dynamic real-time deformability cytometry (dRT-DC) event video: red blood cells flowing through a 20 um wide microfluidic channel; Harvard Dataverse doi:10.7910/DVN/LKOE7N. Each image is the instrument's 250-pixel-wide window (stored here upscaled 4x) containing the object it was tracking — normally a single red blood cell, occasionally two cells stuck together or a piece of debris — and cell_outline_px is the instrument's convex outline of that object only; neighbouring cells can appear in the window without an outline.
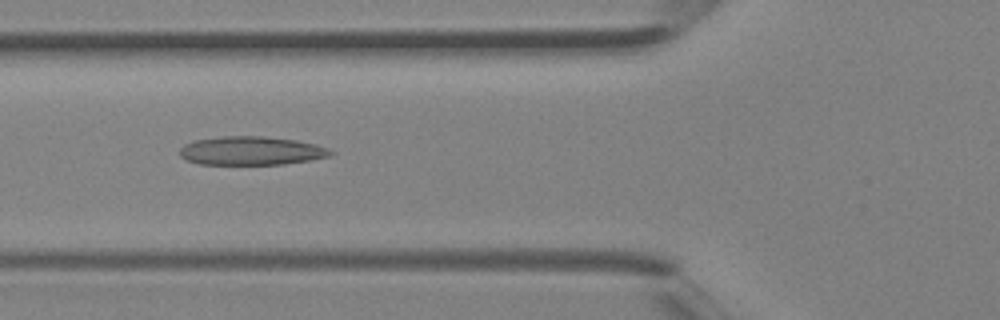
{"species": "Egyptian fruit bat (a non-hibernating species)", "species_latin": "Rousettus aegyptiacus", "temperature_condition": "room temperature", "stored_images_in_passage": 38, "camera_frame_rate_fps": 3000, "um_per_image_px": 0.085, "animal": {"sex": "female"}, "frame": {"image": 1, "passage_image": 14, "time_ms": 4.333, "image_size_px": [1000, 320], "cell_outline_px": [[336, 152], [328, 156], [312, 160], [284, 164], [200, 164], [188, 160], [180, 156], [180, 148], [184, 144], [196, 140], [224, 136], [264, 136], [296, 140], [316, 144], [328, 148]], "centroid_in_image_um": [21.39, 12.81], "position_along_channel_um": 104.4, "area_um2": 25.14}}
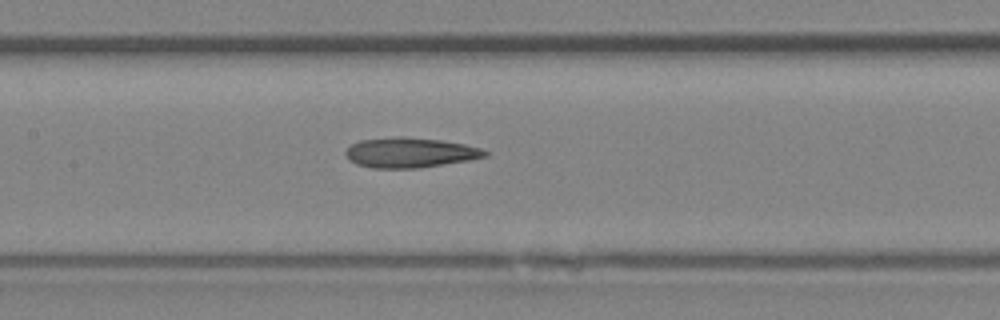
{"frame": {"image": 2, "passage_image": 18, "time_ms": 5.667, "image_size_px": [1000, 320], "cell_outline_px": [[488, 156], [468, 160], [420, 168], [372, 168], [356, 164], [344, 152], [352, 144], [360, 140], [400, 136], [404, 136], [440, 140], [464, 144], [480, 148], [488, 152]], "centroid_in_image_um": [34.86, 12.97], "position_along_channel_um": 172.5, "area_um2": 24.22}}
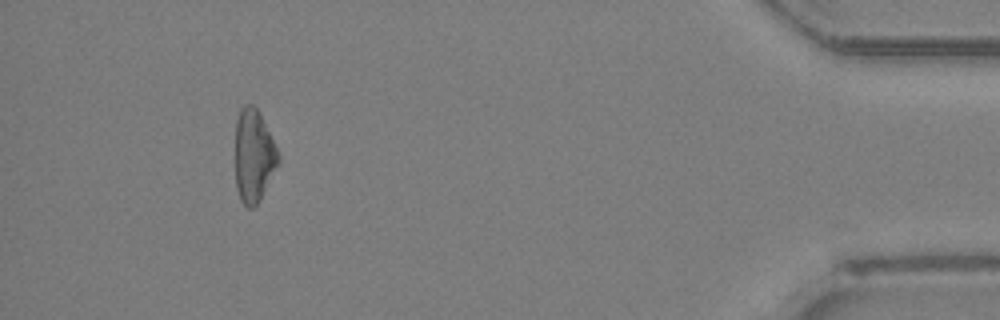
{"frame": {"image": 3, "passage_image": 36, "time_ms": 11.667, "image_size_px": [1000, 320], "cell_outline_px": [[280, 160], [260, 200], [252, 208], [248, 208], [240, 200], [236, 188], [236, 120], [240, 108], [244, 104], [252, 104], [260, 112], [280, 152]], "centroid_in_image_um": [21.58, 13.21], "position_along_channel_um": 413.6, "area_um2": 23.52}}